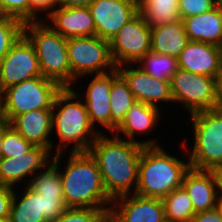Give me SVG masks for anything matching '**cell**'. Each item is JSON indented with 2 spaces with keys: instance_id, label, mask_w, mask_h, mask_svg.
I'll use <instances>...</instances> for the list:
<instances>
[{
  "instance_id": "obj_1",
  "label": "cell",
  "mask_w": 222,
  "mask_h": 222,
  "mask_svg": "<svg viewBox=\"0 0 222 222\" xmlns=\"http://www.w3.org/2000/svg\"><path fill=\"white\" fill-rule=\"evenodd\" d=\"M113 138L101 133L89 149L97 163L107 195L114 200L120 196L131 195L129 192L138 184V164L143 145L123 140L119 135Z\"/></svg>"
},
{
  "instance_id": "obj_2",
  "label": "cell",
  "mask_w": 222,
  "mask_h": 222,
  "mask_svg": "<svg viewBox=\"0 0 222 222\" xmlns=\"http://www.w3.org/2000/svg\"><path fill=\"white\" fill-rule=\"evenodd\" d=\"M65 171H59L67 208L111 209L97 163L89 152H71ZM107 207V208H106Z\"/></svg>"
},
{
  "instance_id": "obj_3",
  "label": "cell",
  "mask_w": 222,
  "mask_h": 222,
  "mask_svg": "<svg viewBox=\"0 0 222 222\" xmlns=\"http://www.w3.org/2000/svg\"><path fill=\"white\" fill-rule=\"evenodd\" d=\"M78 97L81 96L76 94L73 88H62L55 97L52 108V129H55L61 140L59 145L63 146L58 147L53 154H62L64 147L72 142L74 143L72 152H88L100 134V131L97 132L92 127L86 105L80 102ZM57 108L56 114L54 111Z\"/></svg>"
},
{
  "instance_id": "obj_4",
  "label": "cell",
  "mask_w": 222,
  "mask_h": 222,
  "mask_svg": "<svg viewBox=\"0 0 222 222\" xmlns=\"http://www.w3.org/2000/svg\"><path fill=\"white\" fill-rule=\"evenodd\" d=\"M171 156L159 145L144 146L138 164V184L135 193L145 197L163 199L182 186L185 173L190 169Z\"/></svg>"
},
{
  "instance_id": "obj_5",
  "label": "cell",
  "mask_w": 222,
  "mask_h": 222,
  "mask_svg": "<svg viewBox=\"0 0 222 222\" xmlns=\"http://www.w3.org/2000/svg\"><path fill=\"white\" fill-rule=\"evenodd\" d=\"M24 35L35 48L42 76L55 81L62 88H70L67 39L40 20L24 23Z\"/></svg>"
},
{
  "instance_id": "obj_6",
  "label": "cell",
  "mask_w": 222,
  "mask_h": 222,
  "mask_svg": "<svg viewBox=\"0 0 222 222\" xmlns=\"http://www.w3.org/2000/svg\"><path fill=\"white\" fill-rule=\"evenodd\" d=\"M194 129V146L190 167L213 171L222 165V107L190 114Z\"/></svg>"
},
{
  "instance_id": "obj_7",
  "label": "cell",
  "mask_w": 222,
  "mask_h": 222,
  "mask_svg": "<svg viewBox=\"0 0 222 222\" xmlns=\"http://www.w3.org/2000/svg\"><path fill=\"white\" fill-rule=\"evenodd\" d=\"M62 87L43 76L11 85L1 94L2 116L11 122L17 115L37 109H52Z\"/></svg>"
},
{
  "instance_id": "obj_8",
  "label": "cell",
  "mask_w": 222,
  "mask_h": 222,
  "mask_svg": "<svg viewBox=\"0 0 222 222\" xmlns=\"http://www.w3.org/2000/svg\"><path fill=\"white\" fill-rule=\"evenodd\" d=\"M67 53L72 86L80 76L105 74L116 68L110 54V42L97 35L67 39Z\"/></svg>"
},
{
  "instance_id": "obj_9",
  "label": "cell",
  "mask_w": 222,
  "mask_h": 222,
  "mask_svg": "<svg viewBox=\"0 0 222 222\" xmlns=\"http://www.w3.org/2000/svg\"><path fill=\"white\" fill-rule=\"evenodd\" d=\"M173 102L182 103L189 114L218 108L215 78L178 69L170 79Z\"/></svg>"
},
{
  "instance_id": "obj_10",
  "label": "cell",
  "mask_w": 222,
  "mask_h": 222,
  "mask_svg": "<svg viewBox=\"0 0 222 222\" xmlns=\"http://www.w3.org/2000/svg\"><path fill=\"white\" fill-rule=\"evenodd\" d=\"M151 28L138 13L110 41V54L116 67L137 64L151 52ZM128 63V65H127Z\"/></svg>"
},
{
  "instance_id": "obj_11",
  "label": "cell",
  "mask_w": 222,
  "mask_h": 222,
  "mask_svg": "<svg viewBox=\"0 0 222 222\" xmlns=\"http://www.w3.org/2000/svg\"><path fill=\"white\" fill-rule=\"evenodd\" d=\"M42 76L33 44L23 34L0 61V93L7 87Z\"/></svg>"
},
{
  "instance_id": "obj_12",
  "label": "cell",
  "mask_w": 222,
  "mask_h": 222,
  "mask_svg": "<svg viewBox=\"0 0 222 222\" xmlns=\"http://www.w3.org/2000/svg\"><path fill=\"white\" fill-rule=\"evenodd\" d=\"M26 186L19 202L13 193L10 222H51L67 209L64 197H41Z\"/></svg>"
},
{
  "instance_id": "obj_13",
  "label": "cell",
  "mask_w": 222,
  "mask_h": 222,
  "mask_svg": "<svg viewBox=\"0 0 222 222\" xmlns=\"http://www.w3.org/2000/svg\"><path fill=\"white\" fill-rule=\"evenodd\" d=\"M96 26V35L110 42L119 30L138 13L134 0H93L88 6Z\"/></svg>"
},
{
  "instance_id": "obj_14",
  "label": "cell",
  "mask_w": 222,
  "mask_h": 222,
  "mask_svg": "<svg viewBox=\"0 0 222 222\" xmlns=\"http://www.w3.org/2000/svg\"><path fill=\"white\" fill-rule=\"evenodd\" d=\"M128 197L124 195L112 201L109 222H166L162 199L136 193Z\"/></svg>"
},
{
  "instance_id": "obj_15",
  "label": "cell",
  "mask_w": 222,
  "mask_h": 222,
  "mask_svg": "<svg viewBox=\"0 0 222 222\" xmlns=\"http://www.w3.org/2000/svg\"><path fill=\"white\" fill-rule=\"evenodd\" d=\"M138 67L132 69L125 68V65L116 67L119 74L127 82L129 89L136 101L144 104L159 107L157 102H173L170 80L155 78Z\"/></svg>"
},
{
  "instance_id": "obj_16",
  "label": "cell",
  "mask_w": 222,
  "mask_h": 222,
  "mask_svg": "<svg viewBox=\"0 0 222 222\" xmlns=\"http://www.w3.org/2000/svg\"><path fill=\"white\" fill-rule=\"evenodd\" d=\"M118 75L117 68L105 74H95L87 86L84 99L92 127L99 123L111 130L110 89Z\"/></svg>"
},
{
  "instance_id": "obj_17",
  "label": "cell",
  "mask_w": 222,
  "mask_h": 222,
  "mask_svg": "<svg viewBox=\"0 0 222 222\" xmlns=\"http://www.w3.org/2000/svg\"><path fill=\"white\" fill-rule=\"evenodd\" d=\"M221 58V47L189 40L178 56L177 62L179 69L215 78Z\"/></svg>"
},
{
  "instance_id": "obj_18",
  "label": "cell",
  "mask_w": 222,
  "mask_h": 222,
  "mask_svg": "<svg viewBox=\"0 0 222 222\" xmlns=\"http://www.w3.org/2000/svg\"><path fill=\"white\" fill-rule=\"evenodd\" d=\"M50 153L46 147L34 146L22 155L3 157L0 160V185L12 187L24 177L32 176L36 170L44 169L50 161Z\"/></svg>"
},
{
  "instance_id": "obj_19",
  "label": "cell",
  "mask_w": 222,
  "mask_h": 222,
  "mask_svg": "<svg viewBox=\"0 0 222 222\" xmlns=\"http://www.w3.org/2000/svg\"><path fill=\"white\" fill-rule=\"evenodd\" d=\"M51 27L65 39L96 36V26L88 7H62L48 16Z\"/></svg>"
},
{
  "instance_id": "obj_20",
  "label": "cell",
  "mask_w": 222,
  "mask_h": 222,
  "mask_svg": "<svg viewBox=\"0 0 222 222\" xmlns=\"http://www.w3.org/2000/svg\"><path fill=\"white\" fill-rule=\"evenodd\" d=\"M182 187L190 196L195 213L217 207L219 192L213 171L190 168L184 175Z\"/></svg>"
},
{
  "instance_id": "obj_21",
  "label": "cell",
  "mask_w": 222,
  "mask_h": 222,
  "mask_svg": "<svg viewBox=\"0 0 222 222\" xmlns=\"http://www.w3.org/2000/svg\"><path fill=\"white\" fill-rule=\"evenodd\" d=\"M52 109H37L17 115L10 125L34 146L46 147L52 151L49 139L52 129Z\"/></svg>"
},
{
  "instance_id": "obj_22",
  "label": "cell",
  "mask_w": 222,
  "mask_h": 222,
  "mask_svg": "<svg viewBox=\"0 0 222 222\" xmlns=\"http://www.w3.org/2000/svg\"><path fill=\"white\" fill-rule=\"evenodd\" d=\"M159 107L144 104L135 101L132 107L127 111L126 117L121 125L116 129V135L122 132L128 141L137 142L143 146H156L154 140L135 141V133H146L153 129L159 119ZM119 131V132H118Z\"/></svg>"
},
{
  "instance_id": "obj_23",
  "label": "cell",
  "mask_w": 222,
  "mask_h": 222,
  "mask_svg": "<svg viewBox=\"0 0 222 222\" xmlns=\"http://www.w3.org/2000/svg\"><path fill=\"white\" fill-rule=\"evenodd\" d=\"M182 21L188 40L222 47V14L216 7Z\"/></svg>"
},
{
  "instance_id": "obj_24",
  "label": "cell",
  "mask_w": 222,
  "mask_h": 222,
  "mask_svg": "<svg viewBox=\"0 0 222 222\" xmlns=\"http://www.w3.org/2000/svg\"><path fill=\"white\" fill-rule=\"evenodd\" d=\"M181 19L151 29V52L178 58L188 43Z\"/></svg>"
},
{
  "instance_id": "obj_25",
  "label": "cell",
  "mask_w": 222,
  "mask_h": 222,
  "mask_svg": "<svg viewBox=\"0 0 222 222\" xmlns=\"http://www.w3.org/2000/svg\"><path fill=\"white\" fill-rule=\"evenodd\" d=\"M138 11L151 29L181 19L175 0H140Z\"/></svg>"
},
{
  "instance_id": "obj_26",
  "label": "cell",
  "mask_w": 222,
  "mask_h": 222,
  "mask_svg": "<svg viewBox=\"0 0 222 222\" xmlns=\"http://www.w3.org/2000/svg\"><path fill=\"white\" fill-rule=\"evenodd\" d=\"M135 101L127 82L119 74L114 79L110 89L111 132L113 134L124 121L127 111Z\"/></svg>"
},
{
  "instance_id": "obj_27",
  "label": "cell",
  "mask_w": 222,
  "mask_h": 222,
  "mask_svg": "<svg viewBox=\"0 0 222 222\" xmlns=\"http://www.w3.org/2000/svg\"><path fill=\"white\" fill-rule=\"evenodd\" d=\"M62 154H55L51 158L46 171L34 175L27 184L41 197H64L63 187L59 174L60 159Z\"/></svg>"
},
{
  "instance_id": "obj_28",
  "label": "cell",
  "mask_w": 222,
  "mask_h": 222,
  "mask_svg": "<svg viewBox=\"0 0 222 222\" xmlns=\"http://www.w3.org/2000/svg\"><path fill=\"white\" fill-rule=\"evenodd\" d=\"M166 222H192L195 215L191 198L181 186L163 199Z\"/></svg>"
},
{
  "instance_id": "obj_29",
  "label": "cell",
  "mask_w": 222,
  "mask_h": 222,
  "mask_svg": "<svg viewBox=\"0 0 222 222\" xmlns=\"http://www.w3.org/2000/svg\"><path fill=\"white\" fill-rule=\"evenodd\" d=\"M140 68L149 75L162 80H170L179 69L177 59L164 54L148 52L139 62Z\"/></svg>"
},
{
  "instance_id": "obj_30",
  "label": "cell",
  "mask_w": 222,
  "mask_h": 222,
  "mask_svg": "<svg viewBox=\"0 0 222 222\" xmlns=\"http://www.w3.org/2000/svg\"><path fill=\"white\" fill-rule=\"evenodd\" d=\"M23 34V22L0 14V61Z\"/></svg>"
},
{
  "instance_id": "obj_31",
  "label": "cell",
  "mask_w": 222,
  "mask_h": 222,
  "mask_svg": "<svg viewBox=\"0 0 222 222\" xmlns=\"http://www.w3.org/2000/svg\"><path fill=\"white\" fill-rule=\"evenodd\" d=\"M110 209L67 208L51 222H109Z\"/></svg>"
},
{
  "instance_id": "obj_32",
  "label": "cell",
  "mask_w": 222,
  "mask_h": 222,
  "mask_svg": "<svg viewBox=\"0 0 222 222\" xmlns=\"http://www.w3.org/2000/svg\"><path fill=\"white\" fill-rule=\"evenodd\" d=\"M34 145L22 137L12 126L4 133L2 141L3 157H11L22 155L31 150Z\"/></svg>"
},
{
  "instance_id": "obj_33",
  "label": "cell",
  "mask_w": 222,
  "mask_h": 222,
  "mask_svg": "<svg viewBox=\"0 0 222 222\" xmlns=\"http://www.w3.org/2000/svg\"><path fill=\"white\" fill-rule=\"evenodd\" d=\"M0 14L30 22V0H0Z\"/></svg>"
},
{
  "instance_id": "obj_34",
  "label": "cell",
  "mask_w": 222,
  "mask_h": 222,
  "mask_svg": "<svg viewBox=\"0 0 222 222\" xmlns=\"http://www.w3.org/2000/svg\"><path fill=\"white\" fill-rule=\"evenodd\" d=\"M216 7L215 0H180L178 12L181 20L206 13Z\"/></svg>"
},
{
  "instance_id": "obj_35",
  "label": "cell",
  "mask_w": 222,
  "mask_h": 222,
  "mask_svg": "<svg viewBox=\"0 0 222 222\" xmlns=\"http://www.w3.org/2000/svg\"><path fill=\"white\" fill-rule=\"evenodd\" d=\"M59 6V0H30V22L39 21L38 11H49L47 17L52 13V9ZM37 19V20H36Z\"/></svg>"
},
{
  "instance_id": "obj_36",
  "label": "cell",
  "mask_w": 222,
  "mask_h": 222,
  "mask_svg": "<svg viewBox=\"0 0 222 222\" xmlns=\"http://www.w3.org/2000/svg\"><path fill=\"white\" fill-rule=\"evenodd\" d=\"M13 187L0 185V218H9L13 199Z\"/></svg>"
},
{
  "instance_id": "obj_37",
  "label": "cell",
  "mask_w": 222,
  "mask_h": 222,
  "mask_svg": "<svg viewBox=\"0 0 222 222\" xmlns=\"http://www.w3.org/2000/svg\"><path fill=\"white\" fill-rule=\"evenodd\" d=\"M192 222H222V215L217 207L195 213Z\"/></svg>"
},
{
  "instance_id": "obj_38",
  "label": "cell",
  "mask_w": 222,
  "mask_h": 222,
  "mask_svg": "<svg viewBox=\"0 0 222 222\" xmlns=\"http://www.w3.org/2000/svg\"><path fill=\"white\" fill-rule=\"evenodd\" d=\"M216 98L218 100V108L222 107V61H220L219 69L215 77Z\"/></svg>"
},
{
  "instance_id": "obj_39",
  "label": "cell",
  "mask_w": 222,
  "mask_h": 222,
  "mask_svg": "<svg viewBox=\"0 0 222 222\" xmlns=\"http://www.w3.org/2000/svg\"><path fill=\"white\" fill-rule=\"evenodd\" d=\"M93 0H59L62 7H88Z\"/></svg>"
},
{
  "instance_id": "obj_40",
  "label": "cell",
  "mask_w": 222,
  "mask_h": 222,
  "mask_svg": "<svg viewBox=\"0 0 222 222\" xmlns=\"http://www.w3.org/2000/svg\"><path fill=\"white\" fill-rule=\"evenodd\" d=\"M10 126H11L10 122L7 119L2 118L0 120V160L3 158V155H2V141H3V138H4V133Z\"/></svg>"
},
{
  "instance_id": "obj_41",
  "label": "cell",
  "mask_w": 222,
  "mask_h": 222,
  "mask_svg": "<svg viewBox=\"0 0 222 222\" xmlns=\"http://www.w3.org/2000/svg\"><path fill=\"white\" fill-rule=\"evenodd\" d=\"M213 173L216 177L219 195H222V165L217 166Z\"/></svg>"
},
{
  "instance_id": "obj_42",
  "label": "cell",
  "mask_w": 222,
  "mask_h": 222,
  "mask_svg": "<svg viewBox=\"0 0 222 222\" xmlns=\"http://www.w3.org/2000/svg\"><path fill=\"white\" fill-rule=\"evenodd\" d=\"M217 208L219 209L221 215H222V195H219L218 201H217Z\"/></svg>"
},
{
  "instance_id": "obj_43",
  "label": "cell",
  "mask_w": 222,
  "mask_h": 222,
  "mask_svg": "<svg viewBox=\"0 0 222 222\" xmlns=\"http://www.w3.org/2000/svg\"><path fill=\"white\" fill-rule=\"evenodd\" d=\"M216 1V8L222 14V0H215Z\"/></svg>"
},
{
  "instance_id": "obj_44",
  "label": "cell",
  "mask_w": 222,
  "mask_h": 222,
  "mask_svg": "<svg viewBox=\"0 0 222 222\" xmlns=\"http://www.w3.org/2000/svg\"><path fill=\"white\" fill-rule=\"evenodd\" d=\"M3 118L2 116V105H1V94H0V120Z\"/></svg>"
},
{
  "instance_id": "obj_45",
  "label": "cell",
  "mask_w": 222,
  "mask_h": 222,
  "mask_svg": "<svg viewBox=\"0 0 222 222\" xmlns=\"http://www.w3.org/2000/svg\"><path fill=\"white\" fill-rule=\"evenodd\" d=\"M0 222H10L9 218H0Z\"/></svg>"
}]
</instances>
